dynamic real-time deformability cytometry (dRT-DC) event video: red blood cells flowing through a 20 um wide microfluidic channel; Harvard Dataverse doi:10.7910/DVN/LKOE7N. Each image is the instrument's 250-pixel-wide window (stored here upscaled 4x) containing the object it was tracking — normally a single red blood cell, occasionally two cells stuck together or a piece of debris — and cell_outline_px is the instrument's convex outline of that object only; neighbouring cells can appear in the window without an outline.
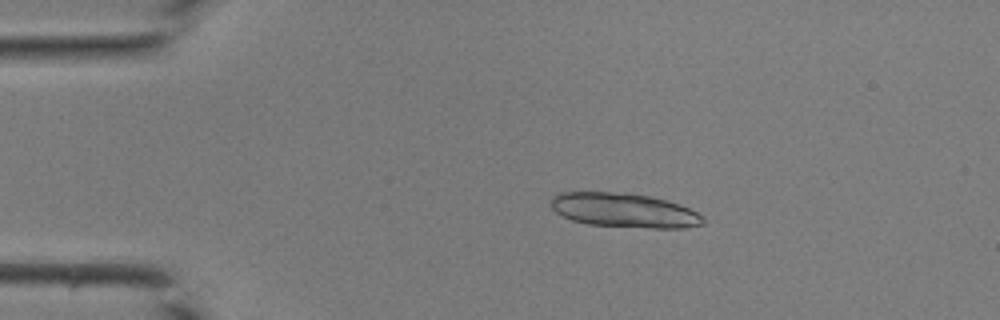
{"species": "common noctule bat (a hibernating species)", "species_latin": "Nyctalus noctula", "temperature_condition": "room temperature", "stored_images_in_passage": 40, "segment_of_instrument_passage": [1, 2], "camera_frame_rate_fps": 3000, "um_per_image_px": 0.085, "animal": {"sex": "male", "body_mass_g": 19.0, "forearm_length_mm": 50.8}, "frame": {"image": 1, "passage_image": 7, "time_ms": 2.0, "image_size_px": [1000, 320], "cell_outline_px": [[704, 224], [684, 228], [652, 228], [588, 224], [572, 220], [556, 212], [548, 204], [552, 196], [556, 192], [608, 192], [648, 196], [680, 204], [704, 216]], "centroid_in_image_um": [53.02, 17.88], "position_along_channel_um": 32.0, "area_um2": 30.29}}